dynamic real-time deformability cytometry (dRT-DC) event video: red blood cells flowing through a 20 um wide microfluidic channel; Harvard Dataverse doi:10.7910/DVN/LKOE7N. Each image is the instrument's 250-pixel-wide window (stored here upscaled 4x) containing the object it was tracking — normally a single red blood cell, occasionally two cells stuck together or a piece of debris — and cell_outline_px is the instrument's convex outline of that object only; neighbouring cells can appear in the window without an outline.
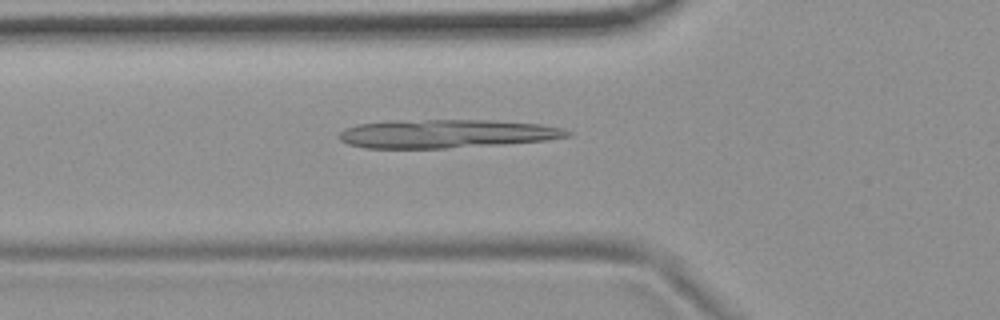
{"species": "common noctule bat (a hibernating species)", "species_latin": "Nyctalus noctula", "temperature_condition": "room temperature", "stored_images_in_passage": 53, "camera_frame_rate_fps": 3000, "um_per_image_px": 0.085, "animal": {"sex": "female", "body_mass_g": 19.9}, "frame": {"image": 1, "passage_image": 18, "time_ms": 5.667, "image_size_px": [1000, 320], "cell_outline_px": [[572, 136], [548, 140], [500, 144], [444, 148], [364, 148], [348, 144], [340, 140], [336, 136], [344, 128], [356, 124], [388, 120], [496, 120], [540, 124], [564, 128], [572, 132]], "centroid_in_image_um": [37.92, 11.35], "position_along_channel_um": 87.9, "area_um2": 38.32}}
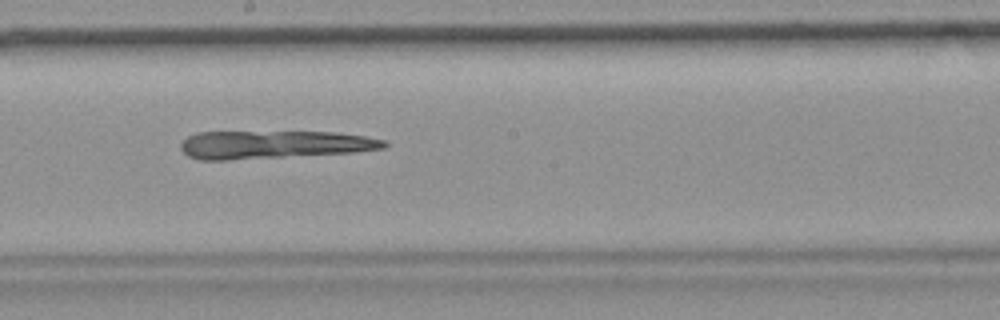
{"frame": {"image": 2, "passage_image": 29, "time_ms": 9.333, "image_size_px": [1000, 320], "cell_outline_px": [[388, 144], [384, 148], [352, 152], [228, 160], [200, 160], [188, 156], [180, 148], [180, 144], [188, 136], [196, 132], [336, 132], [364, 136], [388, 140]], "centroid_in_image_um": [23.27, 12.29], "position_along_channel_um": 224.9, "area_um2": 33.12}}
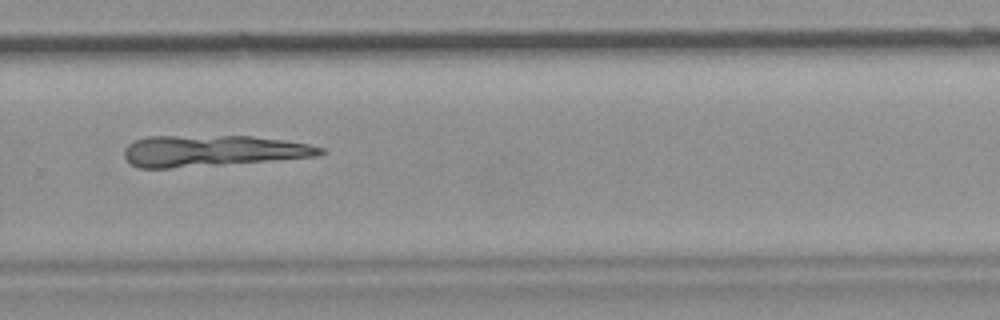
{"frame": {"image": 3, "passage_image": 36, "time_ms": 11.667, "image_size_px": [1000, 320], "cell_outline_px": [[324, 152], [320, 156], [220, 164], [168, 168], [140, 168], [132, 164], [124, 156], [124, 148], [128, 144], [136, 140], [148, 136], [252, 136], [308, 144], [324, 148]], "centroid_in_image_um": [18.02, 12.81], "position_along_channel_um": 311.8, "area_um2": 35.14}}